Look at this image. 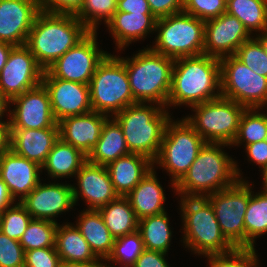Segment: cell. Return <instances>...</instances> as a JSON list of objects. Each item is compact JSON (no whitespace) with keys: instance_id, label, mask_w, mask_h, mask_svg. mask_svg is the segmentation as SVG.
I'll return each mask as SVG.
<instances>
[{"instance_id":"7","label":"cell","mask_w":267,"mask_h":267,"mask_svg":"<svg viewBox=\"0 0 267 267\" xmlns=\"http://www.w3.org/2000/svg\"><path fill=\"white\" fill-rule=\"evenodd\" d=\"M92 111L113 117L137 103L131 91L124 62L109 53L98 65L89 83ZM111 113V114H110Z\"/></svg>"},{"instance_id":"32","label":"cell","mask_w":267,"mask_h":267,"mask_svg":"<svg viewBox=\"0 0 267 267\" xmlns=\"http://www.w3.org/2000/svg\"><path fill=\"white\" fill-rule=\"evenodd\" d=\"M169 222L166 211L138 221V232L145 249L168 252L173 234Z\"/></svg>"},{"instance_id":"27","label":"cell","mask_w":267,"mask_h":267,"mask_svg":"<svg viewBox=\"0 0 267 267\" xmlns=\"http://www.w3.org/2000/svg\"><path fill=\"white\" fill-rule=\"evenodd\" d=\"M76 221V228L88 242L98 259L107 260L110 256L115 238L105 226L98 210H83Z\"/></svg>"},{"instance_id":"21","label":"cell","mask_w":267,"mask_h":267,"mask_svg":"<svg viewBox=\"0 0 267 267\" xmlns=\"http://www.w3.org/2000/svg\"><path fill=\"white\" fill-rule=\"evenodd\" d=\"M41 167L11 149L1 154L0 178L15 202H21L42 180ZM18 197V198H17Z\"/></svg>"},{"instance_id":"42","label":"cell","mask_w":267,"mask_h":267,"mask_svg":"<svg viewBox=\"0 0 267 267\" xmlns=\"http://www.w3.org/2000/svg\"><path fill=\"white\" fill-rule=\"evenodd\" d=\"M227 0H183V12L203 21L219 17L226 12Z\"/></svg>"},{"instance_id":"49","label":"cell","mask_w":267,"mask_h":267,"mask_svg":"<svg viewBox=\"0 0 267 267\" xmlns=\"http://www.w3.org/2000/svg\"><path fill=\"white\" fill-rule=\"evenodd\" d=\"M116 12L152 13L147 0H117Z\"/></svg>"},{"instance_id":"10","label":"cell","mask_w":267,"mask_h":267,"mask_svg":"<svg viewBox=\"0 0 267 267\" xmlns=\"http://www.w3.org/2000/svg\"><path fill=\"white\" fill-rule=\"evenodd\" d=\"M190 109L193 110V115L184 118L206 142L231 145L237 135L241 115L246 108L220 96Z\"/></svg>"},{"instance_id":"16","label":"cell","mask_w":267,"mask_h":267,"mask_svg":"<svg viewBox=\"0 0 267 267\" xmlns=\"http://www.w3.org/2000/svg\"><path fill=\"white\" fill-rule=\"evenodd\" d=\"M42 84L49 94L57 123L64 118L92 111L89 85L54 78L47 70L43 72Z\"/></svg>"},{"instance_id":"56","label":"cell","mask_w":267,"mask_h":267,"mask_svg":"<svg viewBox=\"0 0 267 267\" xmlns=\"http://www.w3.org/2000/svg\"><path fill=\"white\" fill-rule=\"evenodd\" d=\"M263 189L267 191V171L262 175Z\"/></svg>"},{"instance_id":"52","label":"cell","mask_w":267,"mask_h":267,"mask_svg":"<svg viewBox=\"0 0 267 267\" xmlns=\"http://www.w3.org/2000/svg\"><path fill=\"white\" fill-rule=\"evenodd\" d=\"M59 267H108V265L106 263V260L98 259L96 261H90L85 263L62 261Z\"/></svg>"},{"instance_id":"1","label":"cell","mask_w":267,"mask_h":267,"mask_svg":"<svg viewBox=\"0 0 267 267\" xmlns=\"http://www.w3.org/2000/svg\"><path fill=\"white\" fill-rule=\"evenodd\" d=\"M224 146V147H222ZM225 143L206 142L184 177L175 185L180 198H205L244 180L236 160L223 148Z\"/></svg>"},{"instance_id":"11","label":"cell","mask_w":267,"mask_h":267,"mask_svg":"<svg viewBox=\"0 0 267 267\" xmlns=\"http://www.w3.org/2000/svg\"><path fill=\"white\" fill-rule=\"evenodd\" d=\"M219 60L221 96L246 109L267 108V77L255 73L235 55Z\"/></svg>"},{"instance_id":"14","label":"cell","mask_w":267,"mask_h":267,"mask_svg":"<svg viewBox=\"0 0 267 267\" xmlns=\"http://www.w3.org/2000/svg\"><path fill=\"white\" fill-rule=\"evenodd\" d=\"M13 104L14 109L10 110ZM6 115L10 117V129L59 128L51 110L49 94L42 83L12 98Z\"/></svg>"},{"instance_id":"51","label":"cell","mask_w":267,"mask_h":267,"mask_svg":"<svg viewBox=\"0 0 267 267\" xmlns=\"http://www.w3.org/2000/svg\"><path fill=\"white\" fill-rule=\"evenodd\" d=\"M14 202V199L8 191L7 185L0 178V213L14 204Z\"/></svg>"},{"instance_id":"9","label":"cell","mask_w":267,"mask_h":267,"mask_svg":"<svg viewBox=\"0 0 267 267\" xmlns=\"http://www.w3.org/2000/svg\"><path fill=\"white\" fill-rule=\"evenodd\" d=\"M206 141L183 117L167 123L163 141L153 166L159 165L171 176L172 189L184 177Z\"/></svg>"},{"instance_id":"8","label":"cell","mask_w":267,"mask_h":267,"mask_svg":"<svg viewBox=\"0 0 267 267\" xmlns=\"http://www.w3.org/2000/svg\"><path fill=\"white\" fill-rule=\"evenodd\" d=\"M153 51L173 59L204 54L205 21L185 12L157 19Z\"/></svg>"},{"instance_id":"20","label":"cell","mask_w":267,"mask_h":267,"mask_svg":"<svg viewBox=\"0 0 267 267\" xmlns=\"http://www.w3.org/2000/svg\"><path fill=\"white\" fill-rule=\"evenodd\" d=\"M40 12L37 0H0V41L25 45Z\"/></svg>"},{"instance_id":"4","label":"cell","mask_w":267,"mask_h":267,"mask_svg":"<svg viewBox=\"0 0 267 267\" xmlns=\"http://www.w3.org/2000/svg\"><path fill=\"white\" fill-rule=\"evenodd\" d=\"M112 118L121 127L130 153L145 155L152 161L157 158L171 119L168 109L156 103L137 102Z\"/></svg>"},{"instance_id":"23","label":"cell","mask_w":267,"mask_h":267,"mask_svg":"<svg viewBox=\"0 0 267 267\" xmlns=\"http://www.w3.org/2000/svg\"><path fill=\"white\" fill-rule=\"evenodd\" d=\"M58 138L59 128L10 129L9 149L41 167Z\"/></svg>"},{"instance_id":"28","label":"cell","mask_w":267,"mask_h":267,"mask_svg":"<svg viewBox=\"0 0 267 267\" xmlns=\"http://www.w3.org/2000/svg\"><path fill=\"white\" fill-rule=\"evenodd\" d=\"M86 161L87 155L80 149L58 138L47 155L45 163L41 166V170H47L52 180L53 178L56 180L57 178H72Z\"/></svg>"},{"instance_id":"33","label":"cell","mask_w":267,"mask_h":267,"mask_svg":"<svg viewBox=\"0 0 267 267\" xmlns=\"http://www.w3.org/2000/svg\"><path fill=\"white\" fill-rule=\"evenodd\" d=\"M226 13L237 17L250 34L267 30V0H227Z\"/></svg>"},{"instance_id":"37","label":"cell","mask_w":267,"mask_h":267,"mask_svg":"<svg viewBox=\"0 0 267 267\" xmlns=\"http://www.w3.org/2000/svg\"><path fill=\"white\" fill-rule=\"evenodd\" d=\"M144 250L145 247L138 231L116 238L112 252L106 260L110 264L108 267H114L115 264H119L120 267H132Z\"/></svg>"},{"instance_id":"36","label":"cell","mask_w":267,"mask_h":267,"mask_svg":"<svg viewBox=\"0 0 267 267\" xmlns=\"http://www.w3.org/2000/svg\"><path fill=\"white\" fill-rule=\"evenodd\" d=\"M58 223L32 219L19 242L24 251L55 246Z\"/></svg>"},{"instance_id":"3","label":"cell","mask_w":267,"mask_h":267,"mask_svg":"<svg viewBox=\"0 0 267 267\" xmlns=\"http://www.w3.org/2000/svg\"><path fill=\"white\" fill-rule=\"evenodd\" d=\"M89 32L76 15L40 12L25 45L45 71Z\"/></svg>"},{"instance_id":"30","label":"cell","mask_w":267,"mask_h":267,"mask_svg":"<svg viewBox=\"0 0 267 267\" xmlns=\"http://www.w3.org/2000/svg\"><path fill=\"white\" fill-rule=\"evenodd\" d=\"M55 247L61 261L85 263L98 260L74 223H58Z\"/></svg>"},{"instance_id":"47","label":"cell","mask_w":267,"mask_h":267,"mask_svg":"<svg viewBox=\"0 0 267 267\" xmlns=\"http://www.w3.org/2000/svg\"><path fill=\"white\" fill-rule=\"evenodd\" d=\"M244 148L248 161L257 164L263 175L267 171V140L246 145Z\"/></svg>"},{"instance_id":"24","label":"cell","mask_w":267,"mask_h":267,"mask_svg":"<svg viewBox=\"0 0 267 267\" xmlns=\"http://www.w3.org/2000/svg\"><path fill=\"white\" fill-rule=\"evenodd\" d=\"M157 19L152 13L116 12L106 24L112 35L117 50L120 51L132 42L145 40L146 36L155 32Z\"/></svg>"},{"instance_id":"43","label":"cell","mask_w":267,"mask_h":267,"mask_svg":"<svg viewBox=\"0 0 267 267\" xmlns=\"http://www.w3.org/2000/svg\"><path fill=\"white\" fill-rule=\"evenodd\" d=\"M24 257L20 242L0 231V267H24Z\"/></svg>"},{"instance_id":"55","label":"cell","mask_w":267,"mask_h":267,"mask_svg":"<svg viewBox=\"0 0 267 267\" xmlns=\"http://www.w3.org/2000/svg\"><path fill=\"white\" fill-rule=\"evenodd\" d=\"M255 38L260 42L265 53L267 54V30L263 31L262 33L256 34Z\"/></svg>"},{"instance_id":"2","label":"cell","mask_w":267,"mask_h":267,"mask_svg":"<svg viewBox=\"0 0 267 267\" xmlns=\"http://www.w3.org/2000/svg\"><path fill=\"white\" fill-rule=\"evenodd\" d=\"M220 96L219 58L201 54L175 59L167 108H191Z\"/></svg>"},{"instance_id":"25","label":"cell","mask_w":267,"mask_h":267,"mask_svg":"<svg viewBox=\"0 0 267 267\" xmlns=\"http://www.w3.org/2000/svg\"><path fill=\"white\" fill-rule=\"evenodd\" d=\"M107 170L118 196H127L153 168V161L139 153H130L110 162Z\"/></svg>"},{"instance_id":"38","label":"cell","mask_w":267,"mask_h":267,"mask_svg":"<svg viewBox=\"0 0 267 267\" xmlns=\"http://www.w3.org/2000/svg\"><path fill=\"white\" fill-rule=\"evenodd\" d=\"M117 11V0H85L76 17L89 31L97 32L102 20L107 24Z\"/></svg>"},{"instance_id":"41","label":"cell","mask_w":267,"mask_h":267,"mask_svg":"<svg viewBox=\"0 0 267 267\" xmlns=\"http://www.w3.org/2000/svg\"><path fill=\"white\" fill-rule=\"evenodd\" d=\"M235 56L255 73L267 77V54L255 36L242 43Z\"/></svg>"},{"instance_id":"13","label":"cell","mask_w":267,"mask_h":267,"mask_svg":"<svg viewBox=\"0 0 267 267\" xmlns=\"http://www.w3.org/2000/svg\"><path fill=\"white\" fill-rule=\"evenodd\" d=\"M97 32L90 31L74 47L58 58L47 71L63 80L89 85L98 65L109 54L100 49Z\"/></svg>"},{"instance_id":"53","label":"cell","mask_w":267,"mask_h":267,"mask_svg":"<svg viewBox=\"0 0 267 267\" xmlns=\"http://www.w3.org/2000/svg\"><path fill=\"white\" fill-rule=\"evenodd\" d=\"M13 47L14 46L9 44V43L0 41V72L3 69V67L5 66L7 59H8V56H9L11 49Z\"/></svg>"},{"instance_id":"44","label":"cell","mask_w":267,"mask_h":267,"mask_svg":"<svg viewBox=\"0 0 267 267\" xmlns=\"http://www.w3.org/2000/svg\"><path fill=\"white\" fill-rule=\"evenodd\" d=\"M61 262L55 246L25 251L24 267H59Z\"/></svg>"},{"instance_id":"18","label":"cell","mask_w":267,"mask_h":267,"mask_svg":"<svg viewBox=\"0 0 267 267\" xmlns=\"http://www.w3.org/2000/svg\"><path fill=\"white\" fill-rule=\"evenodd\" d=\"M33 219L57 223L55 217L73 210L72 185L69 183H44L38 185L20 202Z\"/></svg>"},{"instance_id":"29","label":"cell","mask_w":267,"mask_h":267,"mask_svg":"<svg viewBox=\"0 0 267 267\" xmlns=\"http://www.w3.org/2000/svg\"><path fill=\"white\" fill-rule=\"evenodd\" d=\"M128 154L130 152L121 127L113 118H109L103 125L100 138L88 154L87 160L93 164L107 166L110 162Z\"/></svg>"},{"instance_id":"31","label":"cell","mask_w":267,"mask_h":267,"mask_svg":"<svg viewBox=\"0 0 267 267\" xmlns=\"http://www.w3.org/2000/svg\"><path fill=\"white\" fill-rule=\"evenodd\" d=\"M98 211L115 239L138 231L139 220L126 196H118Z\"/></svg>"},{"instance_id":"6","label":"cell","mask_w":267,"mask_h":267,"mask_svg":"<svg viewBox=\"0 0 267 267\" xmlns=\"http://www.w3.org/2000/svg\"><path fill=\"white\" fill-rule=\"evenodd\" d=\"M179 201L185 248L198 256L224 254L235 249L222 233L206 198H180Z\"/></svg>"},{"instance_id":"40","label":"cell","mask_w":267,"mask_h":267,"mask_svg":"<svg viewBox=\"0 0 267 267\" xmlns=\"http://www.w3.org/2000/svg\"><path fill=\"white\" fill-rule=\"evenodd\" d=\"M256 248H235L224 254H211L207 258L209 267H260Z\"/></svg>"},{"instance_id":"12","label":"cell","mask_w":267,"mask_h":267,"mask_svg":"<svg viewBox=\"0 0 267 267\" xmlns=\"http://www.w3.org/2000/svg\"><path fill=\"white\" fill-rule=\"evenodd\" d=\"M252 186L248 180H238L233 186L205 197L214 209L222 233L235 248H245L244 218Z\"/></svg>"},{"instance_id":"45","label":"cell","mask_w":267,"mask_h":267,"mask_svg":"<svg viewBox=\"0 0 267 267\" xmlns=\"http://www.w3.org/2000/svg\"><path fill=\"white\" fill-rule=\"evenodd\" d=\"M85 0H37L40 11L51 14L77 15Z\"/></svg>"},{"instance_id":"50","label":"cell","mask_w":267,"mask_h":267,"mask_svg":"<svg viewBox=\"0 0 267 267\" xmlns=\"http://www.w3.org/2000/svg\"><path fill=\"white\" fill-rule=\"evenodd\" d=\"M10 128L9 121H0V154L9 149Z\"/></svg>"},{"instance_id":"39","label":"cell","mask_w":267,"mask_h":267,"mask_svg":"<svg viewBox=\"0 0 267 267\" xmlns=\"http://www.w3.org/2000/svg\"><path fill=\"white\" fill-rule=\"evenodd\" d=\"M32 219L24 206L15 202L0 213V231L19 241Z\"/></svg>"},{"instance_id":"5","label":"cell","mask_w":267,"mask_h":267,"mask_svg":"<svg viewBox=\"0 0 267 267\" xmlns=\"http://www.w3.org/2000/svg\"><path fill=\"white\" fill-rule=\"evenodd\" d=\"M124 62L136 102L156 103L167 108L175 59L145 47Z\"/></svg>"},{"instance_id":"17","label":"cell","mask_w":267,"mask_h":267,"mask_svg":"<svg viewBox=\"0 0 267 267\" xmlns=\"http://www.w3.org/2000/svg\"><path fill=\"white\" fill-rule=\"evenodd\" d=\"M252 37L237 17L225 12L205 21L203 52L219 59L235 55L239 46Z\"/></svg>"},{"instance_id":"48","label":"cell","mask_w":267,"mask_h":267,"mask_svg":"<svg viewBox=\"0 0 267 267\" xmlns=\"http://www.w3.org/2000/svg\"><path fill=\"white\" fill-rule=\"evenodd\" d=\"M167 253L145 249L132 267H170L165 258Z\"/></svg>"},{"instance_id":"26","label":"cell","mask_w":267,"mask_h":267,"mask_svg":"<svg viewBox=\"0 0 267 267\" xmlns=\"http://www.w3.org/2000/svg\"><path fill=\"white\" fill-rule=\"evenodd\" d=\"M155 167L142 178L138 185L126 196L138 220L165 212V190L156 176Z\"/></svg>"},{"instance_id":"34","label":"cell","mask_w":267,"mask_h":267,"mask_svg":"<svg viewBox=\"0 0 267 267\" xmlns=\"http://www.w3.org/2000/svg\"><path fill=\"white\" fill-rule=\"evenodd\" d=\"M252 190L244 218L245 248H254L256 238L267 233V191Z\"/></svg>"},{"instance_id":"19","label":"cell","mask_w":267,"mask_h":267,"mask_svg":"<svg viewBox=\"0 0 267 267\" xmlns=\"http://www.w3.org/2000/svg\"><path fill=\"white\" fill-rule=\"evenodd\" d=\"M75 177L78 187L72 185L74 205L81 197L86 202V210H98L118 197L106 166L87 160Z\"/></svg>"},{"instance_id":"15","label":"cell","mask_w":267,"mask_h":267,"mask_svg":"<svg viewBox=\"0 0 267 267\" xmlns=\"http://www.w3.org/2000/svg\"><path fill=\"white\" fill-rule=\"evenodd\" d=\"M43 72L26 45L14 46L0 72V91L10 101L41 84Z\"/></svg>"},{"instance_id":"35","label":"cell","mask_w":267,"mask_h":267,"mask_svg":"<svg viewBox=\"0 0 267 267\" xmlns=\"http://www.w3.org/2000/svg\"><path fill=\"white\" fill-rule=\"evenodd\" d=\"M245 109L242 113L237 135L230 146L246 145L267 140V108ZM266 112V113H264Z\"/></svg>"},{"instance_id":"22","label":"cell","mask_w":267,"mask_h":267,"mask_svg":"<svg viewBox=\"0 0 267 267\" xmlns=\"http://www.w3.org/2000/svg\"><path fill=\"white\" fill-rule=\"evenodd\" d=\"M109 118L96 111L64 118L58 122L59 138L88 156L96 146L103 125Z\"/></svg>"},{"instance_id":"46","label":"cell","mask_w":267,"mask_h":267,"mask_svg":"<svg viewBox=\"0 0 267 267\" xmlns=\"http://www.w3.org/2000/svg\"><path fill=\"white\" fill-rule=\"evenodd\" d=\"M152 15L156 19L182 12L183 0H147Z\"/></svg>"},{"instance_id":"54","label":"cell","mask_w":267,"mask_h":267,"mask_svg":"<svg viewBox=\"0 0 267 267\" xmlns=\"http://www.w3.org/2000/svg\"><path fill=\"white\" fill-rule=\"evenodd\" d=\"M9 111V100L0 91V121L4 118V113Z\"/></svg>"}]
</instances>
